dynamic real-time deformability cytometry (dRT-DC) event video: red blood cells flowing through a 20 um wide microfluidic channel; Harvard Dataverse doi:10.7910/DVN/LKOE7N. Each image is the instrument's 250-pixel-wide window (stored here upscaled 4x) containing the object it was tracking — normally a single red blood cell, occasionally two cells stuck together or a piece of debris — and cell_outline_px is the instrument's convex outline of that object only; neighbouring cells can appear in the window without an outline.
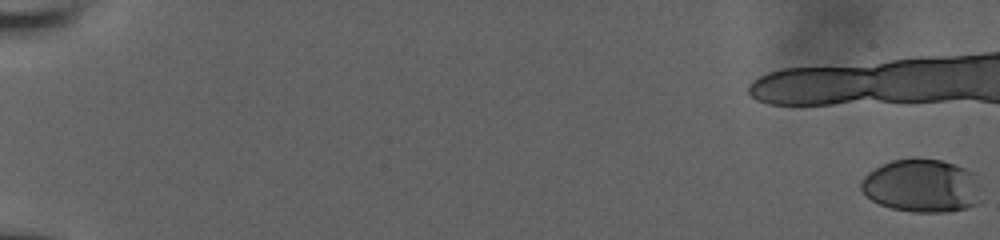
{"species": "human", "species_latin": "Homo sapiens", "temperature_condition": "room temperature", "stored_images_in_passage": 47, "camera_frame_rate_fps": 3000, "um_per_image_px": 0.085, "donor": {"sex": "male"}, "frame": {"image": 1, "passage_image": 1, "time_ms": 0.0, "image_size_px": [1000, 240], "cell_outline_px": [[980, 204], [968, 208], [948, 212], [912, 212], [892, 208], [880, 204], [872, 200], [860, 188], [860, 184], [864, 176], [868, 172], [892, 160], [940, 160], [956, 164], [972, 172], [980, 200]], "centroid_in_image_um": [78.34, 15.83], "position_along_channel_um": 6.7, "area_um2": 36.65}}
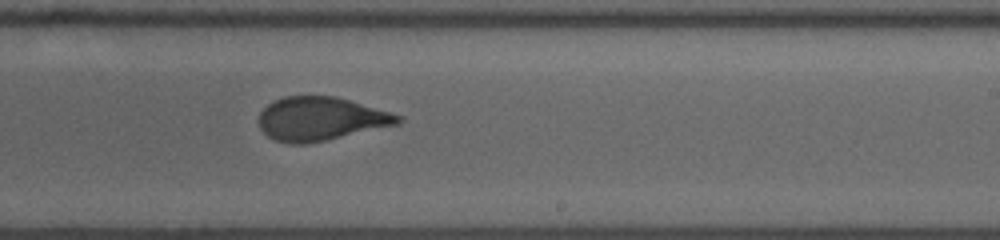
{"frame": {"image": 2, "passage_image": 33, "time_ms": 10.667, "image_size_px": [1000, 240], "cell_outline_px": [[404, 120], [400, 124], [324, 140], [304, 144], [292, 144], [276, 140], [268, 136], [260, 128], [260, 112], [268, 104], [284, 96], [336, 96], [388, 112], [400, 116]], "centroid_in_image_um": [27.25, 10.1], "position_along_channel_um": 261.7, "area_um2": 34.8}}
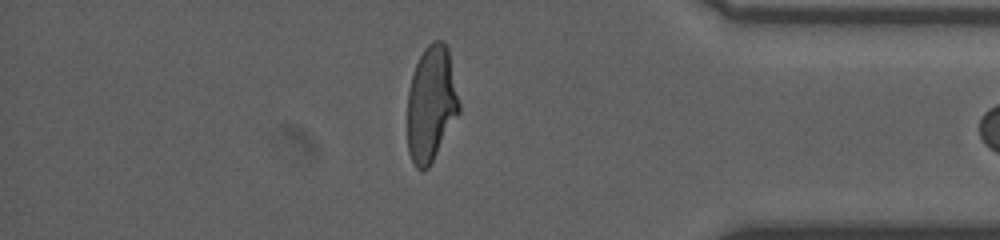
{"frame": {"image": 3, "passage_image": 45, "time_ms": 14.667, "image_size_px": [1000, 240], "cell_outline_px": [[460, 112], [428, 168], [424, 172], [420, 172], [416, 168], [408, 152], [408, 92], [412, 76], [416, 64], [424, 48], [428, 44], [436, 40], [440, 40], [448, 48], [460, 104]], "centroid_in_image_um": [36.65, 8.85], "position_along_channel_um": 398.5, "area_um2": 34.68}}